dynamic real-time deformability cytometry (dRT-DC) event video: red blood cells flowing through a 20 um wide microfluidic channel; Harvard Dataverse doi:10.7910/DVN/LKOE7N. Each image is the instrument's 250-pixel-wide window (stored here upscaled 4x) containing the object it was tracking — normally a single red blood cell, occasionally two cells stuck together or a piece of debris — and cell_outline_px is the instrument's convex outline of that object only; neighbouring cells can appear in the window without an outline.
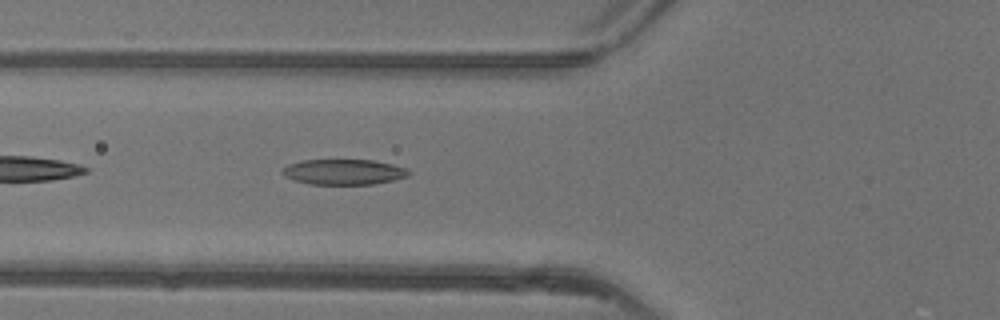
{"species": "common noctule bat (a hibernating species)", "species_latin": "Nyctalus noctula", "temperature_condition": "warm", "stored_images_in_passage": 34, "camera_frame_rate_fps": 3000, "um_per_image_px": 0.085, "animal": {"sex": "female"}, "frame": {"image": 1, "passage_image": 4, "time_ms": 1.0, "image_size_px": [1000, 320], "cell_outline_px": [[412, 172], [408, 176], [392, 180], [372, 184], [308, 184], [284, 176], [280, 172], [288, 164], [304, 160], [372, 160], [392, 164], [408, 168]], "centroid_in_image_um": [29.23, 14.61], "position_along_channel_um": 96.6, "area_um2": 18.67}}
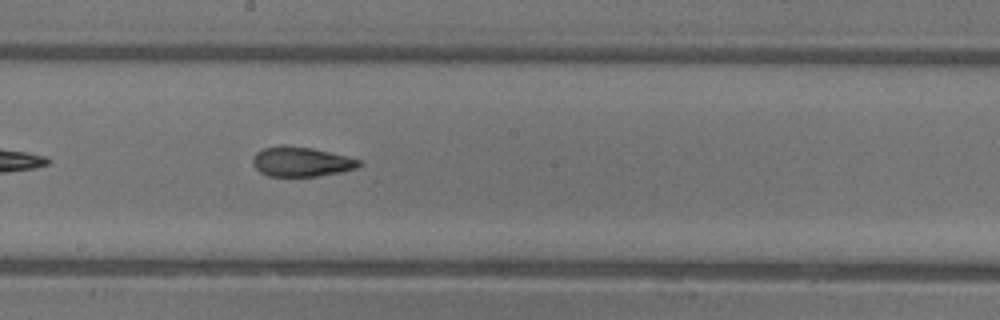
{"frame": {"image": 2, "passage_image": 13, "time_ms": 4.0, "image_size_px": [1000, 320], "cell_outline_px": [[364, 164], [356, 168], [340, 172], [316, 176], [268, 176], [260, 172], [252, 164], [252, 156], [256, 152], [264, 148], [284, 144], [312, 148], [360, 160]], "centroid_in_image_um": [25.56, 13.74], "position_along_channel_um": 222.6, "area_um2": 18.38}}
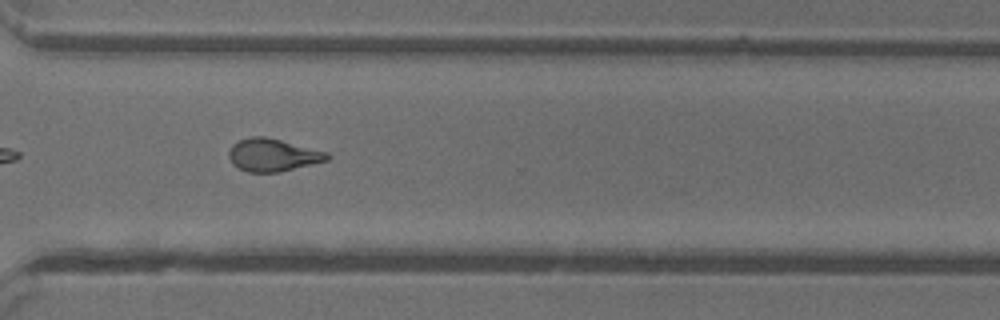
{"frame": {"image": 3, "passage_image": 22, "time_ms": 7.0, "image_size_px": [1000, 320], "cell_outline_px": [[332, 156], [328, 160], [280, 172], [248, 172], [232, 164], [228, 156], [228, 152], [232, 144], [240, 140], [252, 136], [264, 136], [328, 152]], "centroid_in_image_um": [23.18, 13.18], "position_along_channel_um": 347.4, "area_um2": 18.67}, "authors_computed_cell_mechanics": {"area_um2": 18.7272, "velocity_mm_per_s": 4.178, "shape_relaxation_time_tau1_ms": 6.5119, "shape_relaxation_time_tau2_ms": 1.9563, "deformation_change_tau1": 0.2099, "deformation_change_tau2": 0.0982}}